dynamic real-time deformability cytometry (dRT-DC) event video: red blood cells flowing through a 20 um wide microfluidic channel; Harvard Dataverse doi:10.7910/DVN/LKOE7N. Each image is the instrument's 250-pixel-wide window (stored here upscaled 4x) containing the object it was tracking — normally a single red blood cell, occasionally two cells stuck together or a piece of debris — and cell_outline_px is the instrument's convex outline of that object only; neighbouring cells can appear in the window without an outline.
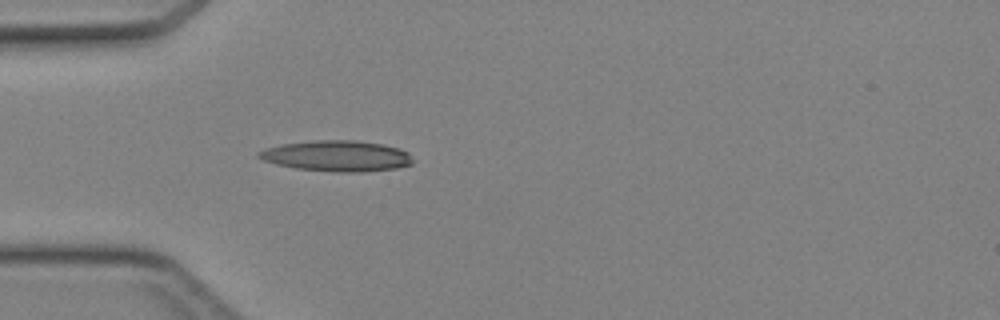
{"species": "Egyptian fruit bat (a non-hibernating species)", "species_latin": "Rousettus aegyptiacus", "temperature_condition": "cold", "stored_images_in_passage": 33, "camera_frame_rate_fps": 3000, "um_per_image_px": 0.085, "animal": {"sex": "female"}, "frame": {"image": 1, "passage_image": 1, "time_ms": 0.0, "image_size_px": [1000, 320], "cell_outline_px": [[416, 160], [412, 164], [396, 168], [364, 172], [336, 172], [296, 168], [276, 164], [264, 160], [256, 156], [256, 152], [264, 148], [284, 144], [316, 140], [356, 140], [384, 144], [400, 148], [408, 152]], "centroid_in_image_um": [28.68, 13.25], "position_along_channel_um": 56.3, "area_um2": 27.92}}
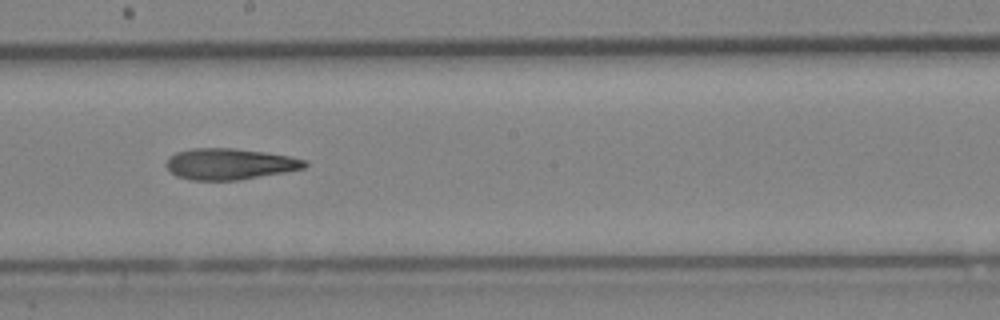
{"frame": {"image": 2, "passage_image": 13, "time_ms": 4.0, "image_size_px": [1000, 320], "cell_outline_px": [[308, 164], [304, 168], [284, 172], [240, 180], [192, 180], [176, 176], [164, 164], [168, 156], [176, 152], [192, 148], [232, 148], [264, 152], [288, 156], [304, 160]], "centroid_in_image_um": [19.47, 13.94], "position_along_channel_um": 228.7, "area_um2": 25.09}}
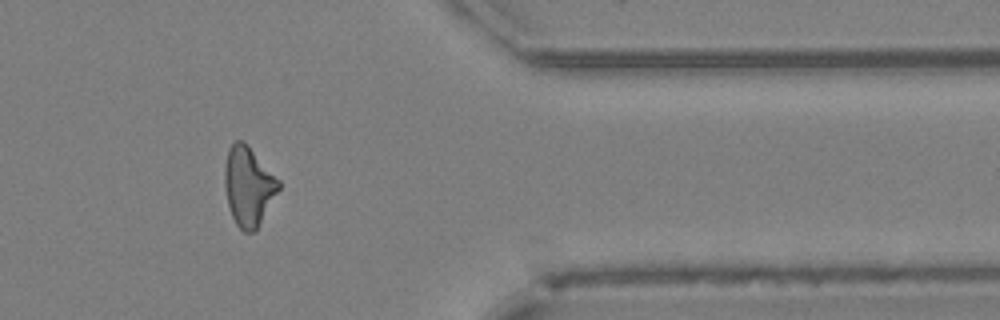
{"frame": {"image": 3, "passage_image": 25, "time_ms": 8.0, "image_size_px": [1000, 320], "cell_outline_px": [[280, 188], [256, 232], [244, 232], [236, 224], [232, 216], [228, 204], [224, 184], [224, 168], [228, 148], [236, 140], [244, 140], [248, 144], [280, 180]], "centroid_in_image_um": [21.12, 15.82], "position_along_channel_um": 390.3, "area_um2": 25.2}}